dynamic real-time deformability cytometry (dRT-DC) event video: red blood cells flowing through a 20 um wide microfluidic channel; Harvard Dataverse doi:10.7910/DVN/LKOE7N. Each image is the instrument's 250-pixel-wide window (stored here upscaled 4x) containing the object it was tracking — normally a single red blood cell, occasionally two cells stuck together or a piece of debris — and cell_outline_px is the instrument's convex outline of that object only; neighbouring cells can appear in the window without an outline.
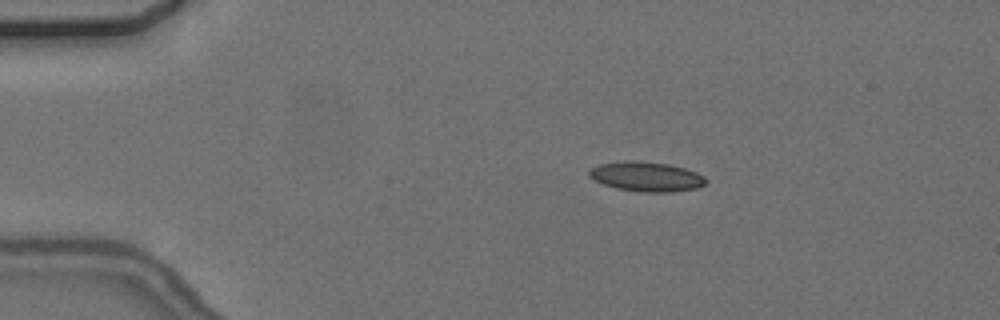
{"species": "common noctule bat (a hibernating species)", "species_latin": "Nyctalus noctula", "temperature_condition": "cold", "stored_images_in_passage": 6, "camera_frame_rate_fps": 3000, "um_per_image_px": 0.085, "animal": {"sex": "female", "body_mass_g": 24.6, "forearm_length_mm": 56.2}, "frame": {"image": 1, "passage_image": 3, "time_ms": 2.333, "image_size_px": [1000, 320], "cell_outline_px": [[708, 180], [704, 184], [696, 188], [672, 192], [640, 192], [616, 188], [604, 184], [588, 176], [588, 172], [592, 168], [600, 164], [624, 160], [640, 160], [668, 164], [684, 168], [696, 172], [704, 176]], "centroid_in_image_um": [54.95, 15.0], "position_along_channel_um": 30.1, "area_um2": 20.23}}
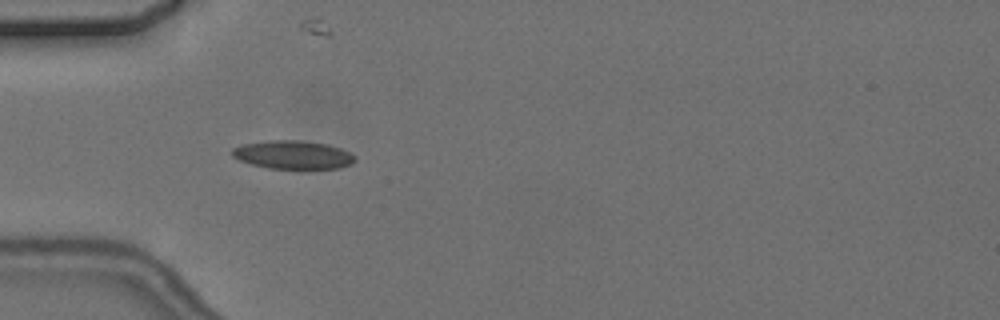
{"frame": {"image": 2, "passage_image": 5, "time_ms": 4.667, "image_size_px": [1000, 320], "cell_outline_px": [[356, 160], [352, 164], [340, 168], [268, 168], [252, 164], [240, 160], [232, 156], [232, 148], [244, 144], [272, 140], [300, 140], [328, 144], [340, 148], [356, 156]], "centroid_in_image_um": [24.93, 13.15], "position_along_channel_um": 60.1, "area_um2": 20.17}}
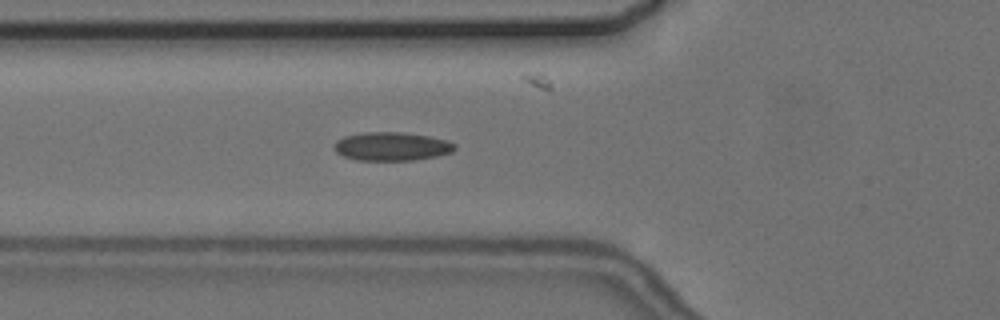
{"frame": {"image": 3, "passage_image": 6, "time_ms": 5.667, "image_size_px": [1000, 320], "cell_outline_px": [[456, 148], [452, 152], [436, 156], [412, 160], [356, 160], [344, 156], [336, 152], [336, 140], [344, 136], [364, 132], [400, 132], [428, 136], [444, 140], [456, 144]], "centroid_in_image_um": [33.29, 12.44], "position_along_channel_um": 92.5, "area_um2": 19.83}}